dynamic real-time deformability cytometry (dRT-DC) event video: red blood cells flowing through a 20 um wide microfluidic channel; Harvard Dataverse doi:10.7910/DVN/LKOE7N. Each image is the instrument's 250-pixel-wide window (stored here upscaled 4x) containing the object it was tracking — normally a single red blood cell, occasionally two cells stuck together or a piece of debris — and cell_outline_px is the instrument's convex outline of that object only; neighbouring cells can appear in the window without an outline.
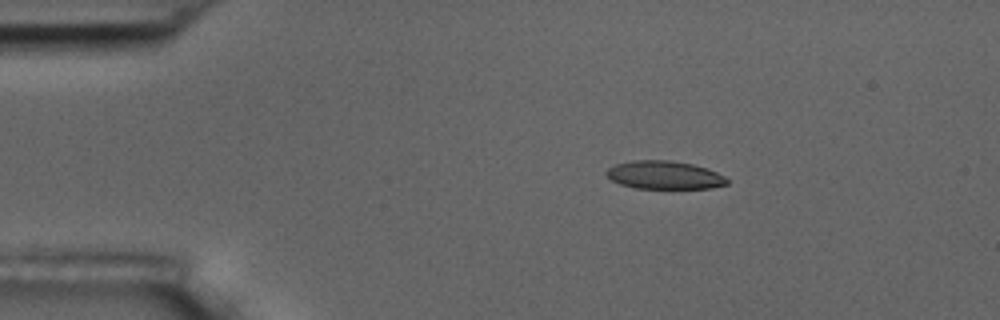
{"species": "common noctule bat (a hibernating species)", "species_latin": "Nyctalus noctula", "temperature_condition": "room temperature", "stored_images_in_passage": 4, "camera_frame_rate_fps": 3000, "um_per_image_px": 0.085, "animal": {"sex": "male", "body_mass_g": 17.5, "forearm_length_mm": 52.3}, "frame": {"image": 1, "passage_image": 2, "time_ms": 1.333, "image_size_px": [1000, 320], "cell_outline_px": [[728, 184], [712, 188], [636, 188], [620, 184], [612, 180], [604, 172], [608, 168], [616, 164], [632, 160], [672, 160], [692, 164], [708, 168], [724, 176], [728, 180]], "centroid_in_image_um": [56.48, 14.87], "position_along_channel_um": 28.5, "area_um2": 19.83}}